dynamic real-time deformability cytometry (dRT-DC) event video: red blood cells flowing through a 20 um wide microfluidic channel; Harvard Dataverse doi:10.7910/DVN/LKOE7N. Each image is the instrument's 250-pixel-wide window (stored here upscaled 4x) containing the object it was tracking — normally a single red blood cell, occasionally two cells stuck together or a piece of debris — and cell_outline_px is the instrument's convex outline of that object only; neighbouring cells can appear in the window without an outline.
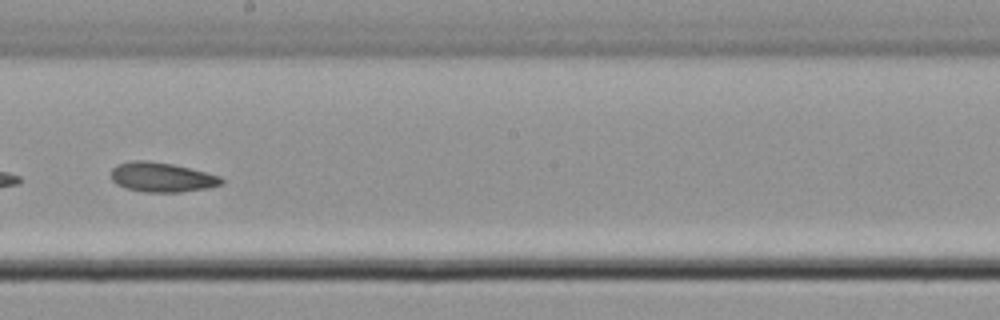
{"species": "common noctule bat (a hibernating species)", "species_latin": "Nyctalus noctula", "temperature_condition": "cold", "stored_images_in_passage": 55, "camera_frame_rate_fps": 3000, "um_per_image_px": 0.085, "animal": {"sex": "male", "body_mass_g": 21.5, "forearm_length_mm": 52.0}, "frame": {"image": 1, "passage_image": 32, "time_ms": 10.333, "image_size_px": [1000, 320], "cell_outline_px": [[224, 184], [208, 188], [180, 192], [144, 192], [124, 188], [116, 184], [112, 180], [112, 168], [116, 164], [132, 160], [148, 160], [172, 164], [220, 176], [224, 180]], "centroid_in_image_um": [13.73, 15.07], "position_along_channel_um": 234.5, "area_um2": 19.13}, "authors_computed_cell_mechanics": {"area_um2": 19.4208, "velocity_mm_per_s": 3.7671, "shape_relaxation_time_tau1_ms": 8.0955, "shape_relaxation_time_tau2_ms": 2.8269, "deformation_change_tau1": 0.0982, "deformation_change_tau2": 0.0765}}